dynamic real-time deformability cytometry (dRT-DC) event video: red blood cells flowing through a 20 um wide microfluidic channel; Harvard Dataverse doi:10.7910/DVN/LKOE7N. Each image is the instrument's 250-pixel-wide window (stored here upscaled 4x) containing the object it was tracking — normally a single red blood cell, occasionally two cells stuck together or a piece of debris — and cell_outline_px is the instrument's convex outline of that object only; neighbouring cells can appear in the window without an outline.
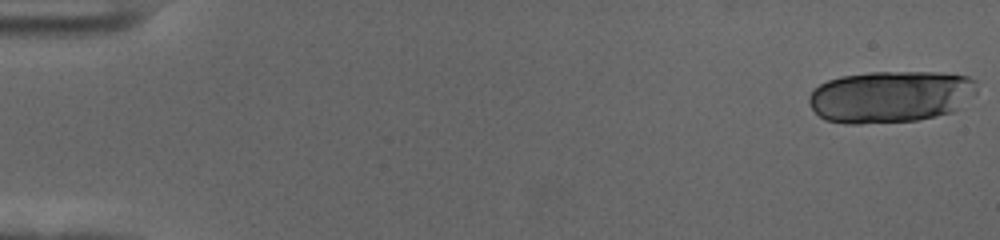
{"species": "human", "species_latin": "Homo sapiens", "temperature_condition": "cold", "stored_images_in_passage": 23, "camera_frame_rate_fps": 3000, "um_per_image_px": 0.085, "donor": {"sex": "female"}, "frame": {"image": 1, "passage_image": 1, "time_ms": 0.0, "image_size_px": [1000, 240], "cell_outline_px": [[976, 92], [964, 108], [952, 112], [936, 116], [916, 120], [860, 124], [844, 124], [824, 120], [812, 108], [808, 100], [808, 96], [812, 88], [828, 80], [840, 76], [872, 72], [940, 72], [968, 76], [976, 80]], "centroid_in_image_um": [75.71, 8.21], "position_along_channel_um": 9.3, "area_um2": 51.56}}
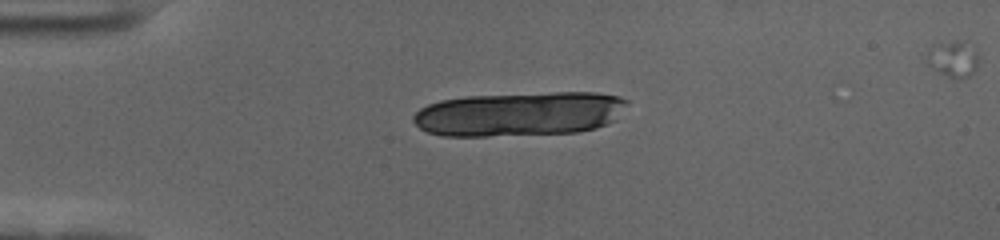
{"frame": {"image": 2, "passage_image": 14, "time_ms": 4.333, "image_size_px": [1000, 240], "cell_outline_px": [[628, 104], [616, 120], [608, 124], [596, 128], [580, 132], [488, 136], [440, 136], [428, 132], [420, 128], [412, 120], [412, 116], [420, 108], [428, 104], [440, 100], [468, 96], [556, 92], [596, 92], [620, 96], [628, 100]], "centroid_in_image_um": [44.19, 9.68], "position_along_channel_um": 40.8, "area_um2": 55.66}}